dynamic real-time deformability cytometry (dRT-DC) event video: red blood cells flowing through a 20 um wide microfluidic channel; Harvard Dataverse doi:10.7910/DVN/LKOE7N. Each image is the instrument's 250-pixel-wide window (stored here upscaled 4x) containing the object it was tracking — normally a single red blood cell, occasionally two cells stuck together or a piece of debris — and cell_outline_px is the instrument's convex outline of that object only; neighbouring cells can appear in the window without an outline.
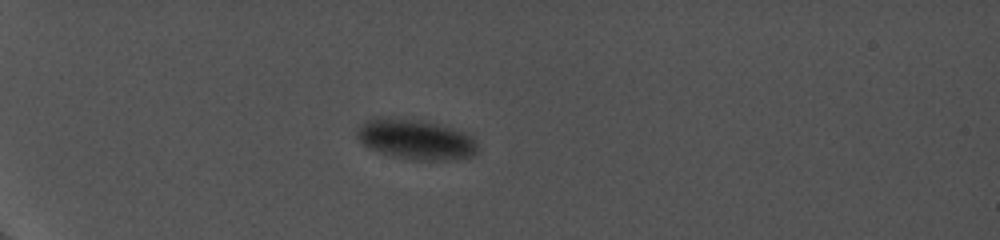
{"species": "common noctule bat (a hibernating species)", "species_latin": "Nyctalus noctula", "temperature_condition": "cold", "stored_images_in_passage": 22, "camera_frame_rate_fps": 5000, "um_per_image_px": 0.085, "animal": {"sex": "female", "body_mass_g": 19.0, "forearm_length_mm": 56.7}, "frame": {"image": 1, "passage_image": 7, "time_ms": 7.0, "image_size_px": [1000, 240], "cell_outline_px": [[480, 148], [472, 156], [456, 160], [412, 160], [392, 156], [368, 148], [360, 144], [356, 136], [356, 132], [360, 124], [372, 116], [388, 116], [424, 120], [452, 128], [464, 132], [472, 136], [476, 140]], "centroid_in_image_um": [35.3, 11.83], "position_along_channel_um": 49.7, "area_um2": 29.13}}
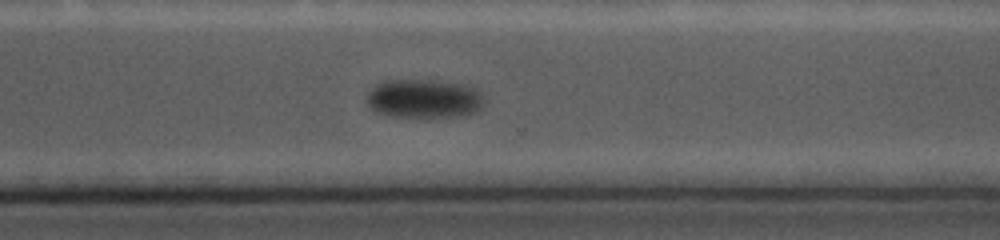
{"frame": {"image": 2, "passage_image": 19, "time_ms": 17.2, "image_size_px": [1000, 240], "cell_outline_px": [[484, 104], [476, 112], [464, 116], [388, 116], [376, 112], [368, 108], [364, 96], [380, 80], [432, 80], [464, 84], [476, 88], [484, 100]], "centroid_in_image_um": [35.98, 8.37], "position_along_channel_um": 334.6, "area_um2": 26.93}}
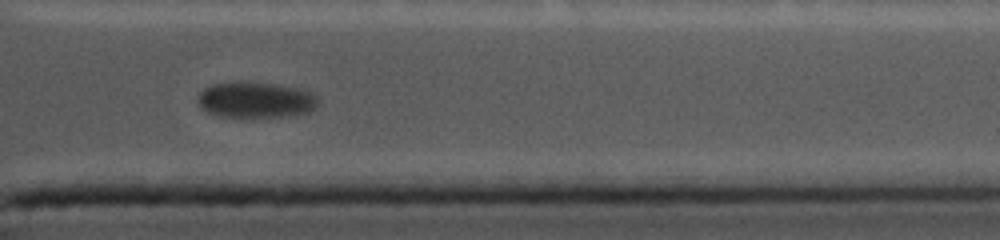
{"frame": {"image": 3, "passage_image": 21, "time_ms": 18.8, "image_size_px": [1000, 240], "cell_outline_px": [[320, 100], [316, 108], [312, 112], [296, 116], [220, 116], [208, 112], [200, 104], [200, 92], [204, 88], [212, 84], [240, 80], [276, 84], [300, 88], [316, 96]], "centroid_in_image_um": [21.81, 8.47], "position_along_channel_um": 389.6, "area_um2": 25.32}}